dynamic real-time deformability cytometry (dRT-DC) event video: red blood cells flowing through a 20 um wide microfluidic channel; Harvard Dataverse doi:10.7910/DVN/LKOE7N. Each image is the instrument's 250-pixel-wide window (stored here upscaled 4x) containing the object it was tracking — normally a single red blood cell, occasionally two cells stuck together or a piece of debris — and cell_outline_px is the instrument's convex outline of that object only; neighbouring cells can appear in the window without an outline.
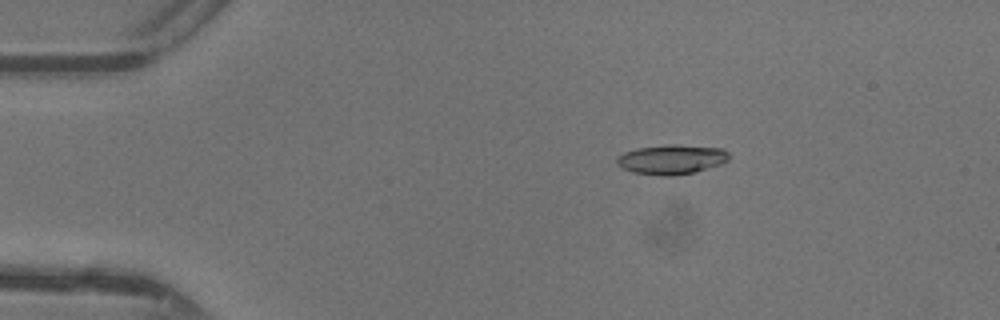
{"species": "common noctule bat (a hibernating species)", "species_latin": "Nyctalus noctula", "temperature_condition": "warm", "stored_images_in_passage": 44, "camera_frame_rate_fps": 3000, "um_per_image_px": 0.085, "animal": {"sex": "female"}, "frame": {"image": 1, "passage_image": 5, "time_ms": 1.333, "image_size_px": [1000, 320], "cell_outline_px": [[728, 160], [720, 164], [692, 172], [672, 176], [660, 176], [632, 172], [616, 164], [616, 156], [624, 152], [636, 148], [668, 144], [676, 144], [724, 148], [728, 152]], "centroid_in_image_um": [57.05, 13.53], "position_along_channel_um": 28.0, "area_um2": 19.42}}
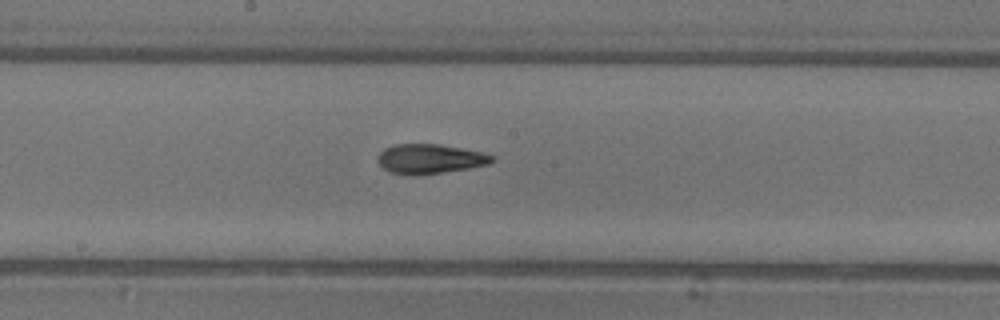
{"frame": {"image": 2, "passage_image": 22, "time_ms": 7.0, "image_size_px": [1000, 320], "cell_outline_px": [[496, 160], [488, 164], [468, 168], [416, 176], [412, 176], [388, 172], [380, 164], [380, 152], [384, 148], [396, 144], [440, 144], [480, 152], [496, 156]], "centroid_in_image_um": [36.56, 13.51], "position_along_channel_um": 211.6, "area_um2": 19.59}}
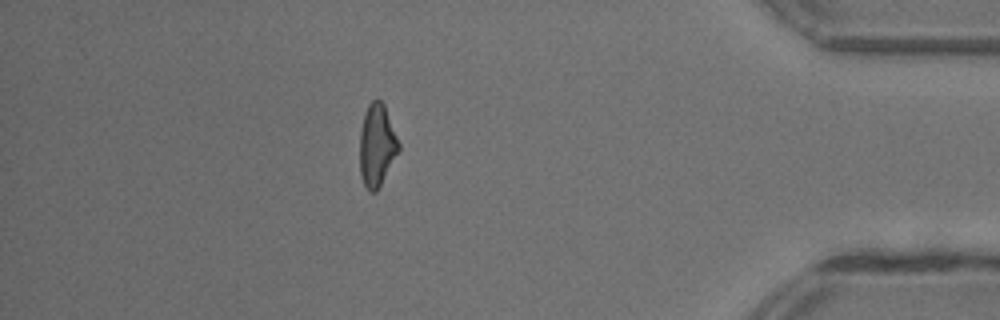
{"frame": {"image": 3, "passage_image": 38, "time_ms": 12.333, "image_size_px": [1000, 320], "cell_outline_px": [[400, 148], [376, 192], [368, 192], [360, 176], [360, 132], [364, 112], [368, 104], [372, 100], [380, 100], [384, 104], [400, 144]], "centroid_in_image_um": [32.02, 12.34], "position_along_channel_um": 403.2, "area_um2": 18.55}, "authors_computed_cell_mechanics": {"area_um2": 18.9006, "velocity_mm_per_s": 4.4147, "shape_relaxation_time_tau1_ms": 3.7112, "shape_relaxation_time_tau2_ms": 2.8709, "deformation_change_tau1": 0.1685, "deformation_change_tau2": 0.1251}}